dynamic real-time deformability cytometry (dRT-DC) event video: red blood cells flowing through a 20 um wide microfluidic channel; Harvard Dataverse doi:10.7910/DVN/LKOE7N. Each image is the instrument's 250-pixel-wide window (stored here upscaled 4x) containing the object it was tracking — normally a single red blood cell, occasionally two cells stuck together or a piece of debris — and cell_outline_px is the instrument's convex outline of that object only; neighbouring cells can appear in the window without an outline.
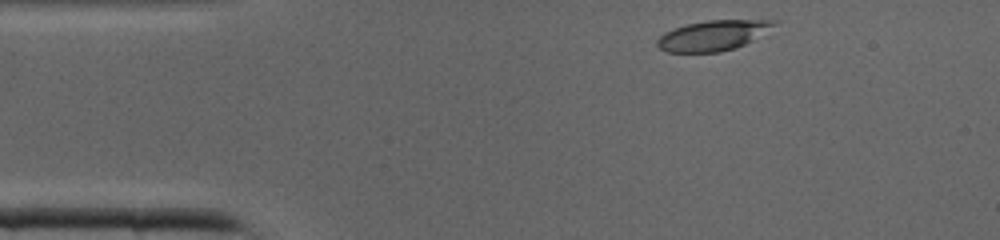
{"species": "common noctule bat (a hibernating species)", "species_latin": "Nyctalus noctula", "temperature_condition": "cold", "stored_images_in_passage": 25, "camera_frame_rate_fps": 3000, "um_per_image_px": 0.085, "animal": {"sex": "male", "body_mass_g": 19.0, "forearm_length_mm": 50.8}, "frame": {"image": 1, "passage_image": 1, "time_ms": 0.0, "image_size_px": [1000, 240], "cell_outline_px": [[780, 20], [776, 24], [752, 40], [736, 48], [720, 52], [668, 52], [660, 48], [656, 44], [656, 40], [664, 32], [688, 24], [708, 20]], "centroid_in_image_um": [60.58, 3.02], "position_along_channel_um": 24.4, "area_um2": 20.29}}
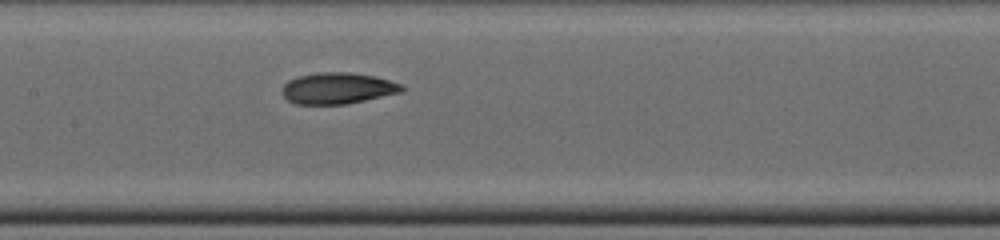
{"frame": {"image": 2, "passage_image": 14, "time_ms": 4.333, "image_size_px": [1000, 240], "cell_outline_px": [[404, 92], [344, 104], [296, 104], [288, 100], [284, 96], [284, 84], [288, 80], [300, 76], [320, 72], [348, 72], [376, 76], [400, 84], [404, 88]], "centroid_in_image_um": [28.73, 7.5], "position_along_channel_um": 178.7, "area_um2": 21.56}}
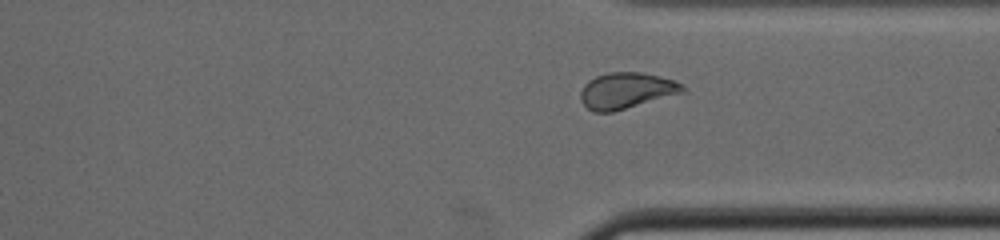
{"frame": {"image": 3, "passage_image": 25, "time_ms": 8.0, "image_size_px": [1000, 240], "cell_outline_px": [[688, 92], [612, 112], [592, 112], [580, 100], [580, 92], [584, 84], [588, 80], [596, 76], [608, 72], [640, 72], [660, 76], [672, 80], [680, 84]], "centroid_in_image_um": [53.24, 7.71], "position_along_channel_um": 358.2, "area_um2": 21.62}}